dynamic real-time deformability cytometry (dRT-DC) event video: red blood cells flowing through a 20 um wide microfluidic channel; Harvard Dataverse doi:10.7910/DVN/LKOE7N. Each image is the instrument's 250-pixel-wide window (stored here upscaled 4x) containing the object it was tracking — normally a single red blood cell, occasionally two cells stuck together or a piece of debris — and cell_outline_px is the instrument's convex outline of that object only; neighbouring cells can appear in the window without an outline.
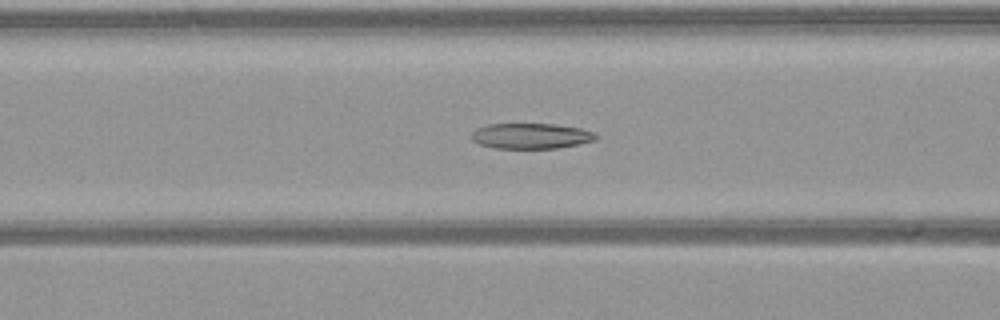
{"species": "common noctule bat (a hibernating species)", "species_latin": "Nyctalus noctula", "temperature_condition": "warm", "stored_images_in_passage": 38, "camera_frame_rate_fps": 3000, "um_per_image_px": 0.085, "animal": {"sex": "female", "body_mass_g": 21.9}, "frame": {"image": 1, "passage_image": 17, "time_ms": 5.333, "image_size_px": [1000, 320], "cell_outline_px": [[596, 140], [580, 144], [560, 148], [496, 148], [480, 144], [472, 140], [472, 132], [476, 128], [488, 124], [556, 124], [580, 128], [596, 132]], "centroid_in_image_um": [45.16, 11.55], "position_along_channel_um": 121.4, "area_um2": 18.55}}
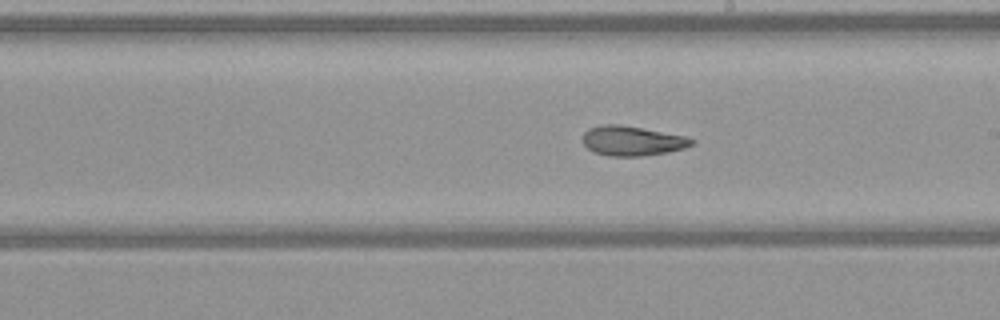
{"frame": {"image": 2, "passage_image": 26, "time_ms": 8.333, "image_size_px": [1000, 320], "cell_outline_px": [[696, 140], [692, 144], [684, 148], [668, 152], [640, 156], [608, 156], [592, 152], [580, 140], [584, 132], [588, 128], [600, 124], [620, 124], [684, 136]], "centroid_in_image_um": [53.66, 11.97], "position_along_channel_um": 235.3, "area_um2": 18.96}}
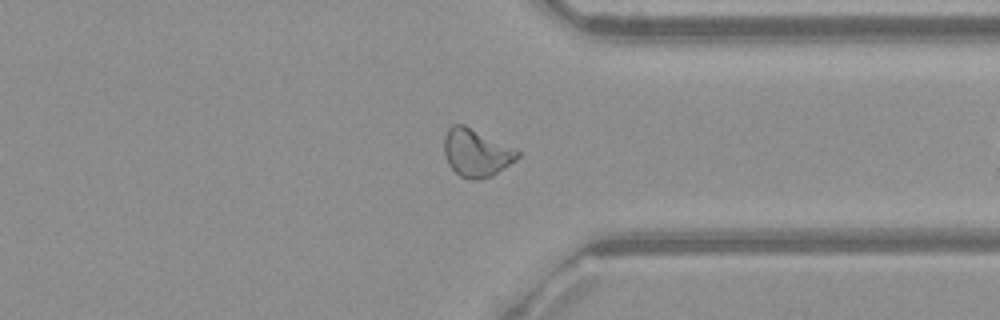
{"frame": {"image": 3, "passage_image": 37, "time_ms": 12.0, "image_size_px": [1000, 320], "cell_outline_px": [[520, 156], [504, 168], [492, 176], [480, 180], [468, 180], [460, 176], [448, 164], [444, 156], [444, 136], [448, 128], [452, 124], [464, 124], [516, 148], [520, 152]], "centroid_in_image_um": [40.47, 12.98], "position_along_channel_um": 370.9, "area_um2": 20.69}}